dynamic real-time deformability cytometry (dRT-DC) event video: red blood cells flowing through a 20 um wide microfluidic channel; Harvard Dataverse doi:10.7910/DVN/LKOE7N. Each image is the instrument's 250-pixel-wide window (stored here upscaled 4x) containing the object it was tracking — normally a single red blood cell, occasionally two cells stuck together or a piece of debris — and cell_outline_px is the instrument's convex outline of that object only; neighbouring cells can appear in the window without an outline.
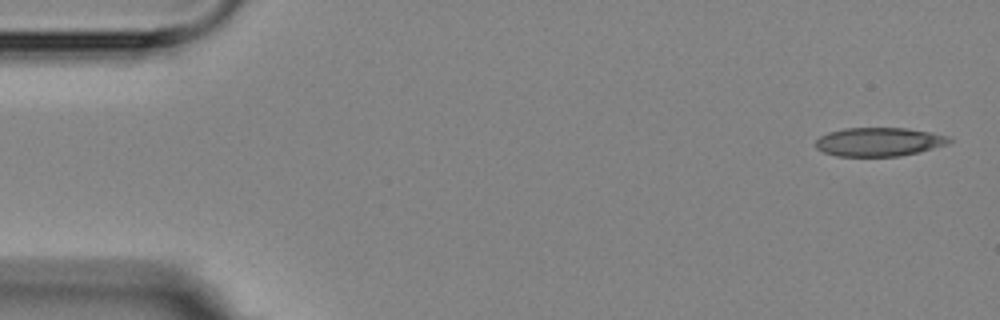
{"species": "Egyptian fruit bat (a non-hibernating species)", "species_latin": "Rousettus aegyptiacus", "temperature_condition": "room temperature", "stored_images_in_passage": 14, "camera_frame_rate_fps": 3000, "um_per_image_px": 0.085, "animal": {"sex": "female"}, "frame": {"image": 1, "passage_image": 1, "time_ms": 0.0, "image_size_px": [1000, 320], "cell_outline_px": [[952, 140], [944, 144], [920, 152], [900, 156], [836, 156], [824, 152], [816, 148], [816, 140], [820, 136], [828, 132], [844, 128], [908, 128], [932, 132], [948, 136]], "centroid_in_image_um": [74.69, 12.05], "position_along_channel_um": 10.3, "area_um2": 22.31}}
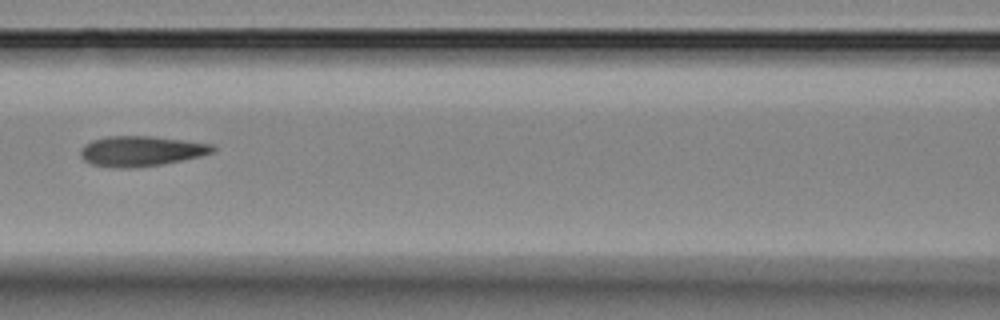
{"frame": {"image": 2, "passage_image": 7, "time_ms": 7.333, "image_size_px": [1000, 320], "cell_outline_px": [[216, 152], [200, 156], [164, 164], [128, 168], [112, 168], [92, 164], [84, 160], [80, 156], [80, 148], [84, 144], [92, 140], [108, 136], [148, 136], [212, 144], [216, 148]], "centroid_in_image_um": [11.96, 12.85], "position_along_channel_um": 154.6, "area_um2": 23.29}}
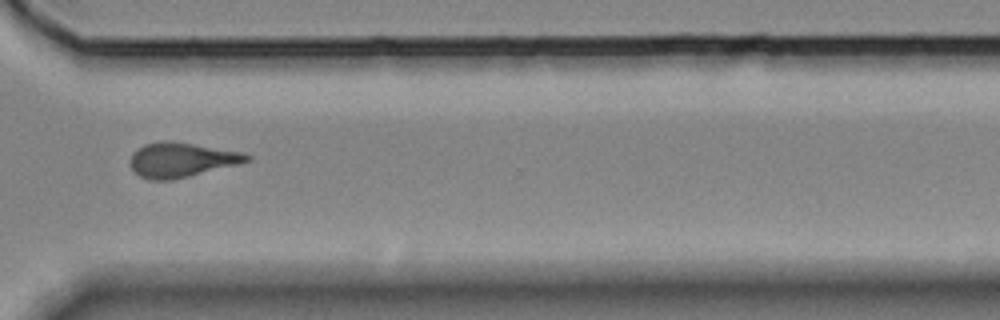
{"frame": {"image": 3, "passage_image": 12, "time_ms": 13.0, "image_size_px": [1000, 320], "cell_outline_px": [[252, 160], [240, 164], [172, 180], [148, 180], [140, 176], [132, 168], [132, 152], [144, 144], [164, 140], [168, 140], [244, 152], [252, 156]], "centroid_in_image_um": [15.47, 13.58], "position_along_channel_um": 355.1, "area_um2": 23.52}}